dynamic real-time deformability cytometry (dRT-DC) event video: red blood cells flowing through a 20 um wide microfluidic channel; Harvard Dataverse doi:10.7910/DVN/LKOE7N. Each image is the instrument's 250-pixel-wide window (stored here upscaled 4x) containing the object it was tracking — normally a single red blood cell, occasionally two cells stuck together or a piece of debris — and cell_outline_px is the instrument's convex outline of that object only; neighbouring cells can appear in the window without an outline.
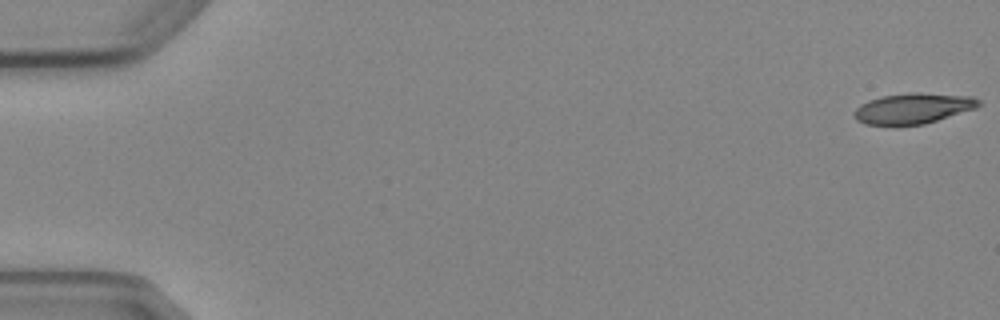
{"species": "Egyptian fruit bat (a non-hibernating species)", "species_latin": "Rousettus aegyptiacus", "temperature_condition": "cold", "stored_images_in_passage": 8, "camera_frame_rate_fps": 3000, "um_per_image_px": 0.085, "animal": {"sex": "female"}, "frame": {"image": 1, "passage_image": 1, "time_ms": 0.0, "image_size_px": [1000, 320], "cell_outline_px": [[980, 104], [976, 108], [924, 124], [864, 124], [856, 120], [852, 112], [860, 104], [868, 100], [880, 96], [908, 92], [920, 92], [972, 96], [980, 100]], "centroid_in_image_um": [77.59, 9.19], "position_along_channel_um": 7.4, "area_um2": 22.2}}
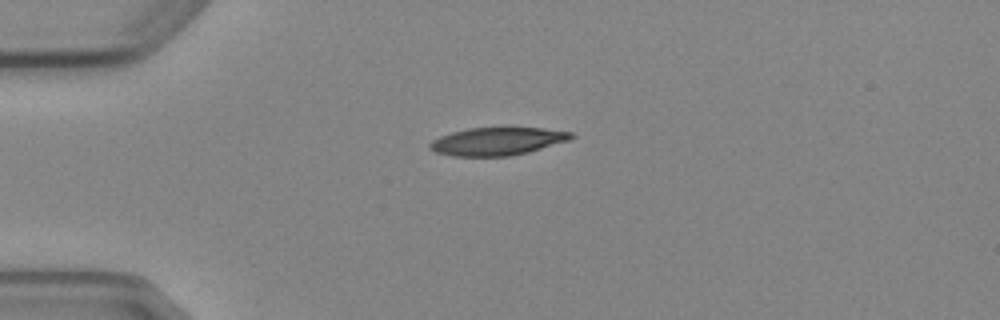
{"frame": {"image": 2, "passage_image": 4, "time_ms": 4.333, "image_size_px": [1000, 320], "cell_outline_px": [[576, 136], [568, 140], [528, 152], [508, 156], [452, 156], [436, 152], [428, 148], [428, 144], [432, 140], [440, 136], [452, 132], [468, 128], [544, 128], [572, 132]], "centroid_in_image_um": [42.24, 12.01], "position_along_channel_um": 42.8, "area_um2": 22.83}}
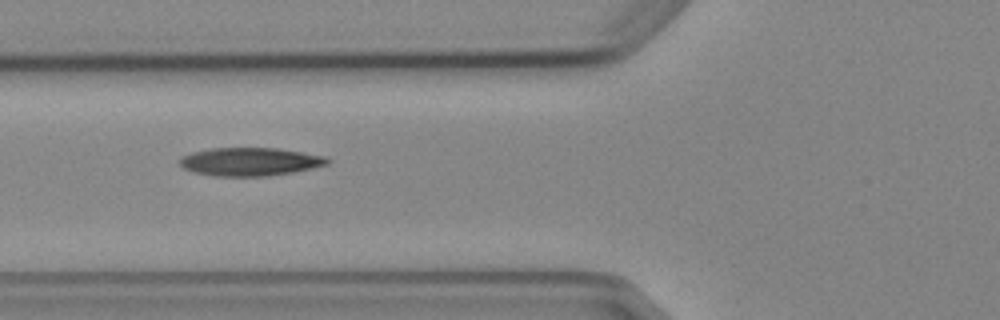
{"frame": {"image": 3, "passage_image": 6, "time_ms": 6.667, "image_size_px": [1000, 320], "cell_outline_px": [[332, 160], [328, 164], [312, 168], [292, 172], [268, 176], [216, 176], [196, 172], [184, 168], [180, 164], [180, 156], [192, 152], [212, 148], [276, 148], [328, 156]], "centroid_in_image_um": [21.29, 13.74], "position_along_channel_um": 104.5, "area_um2": 24.28}}